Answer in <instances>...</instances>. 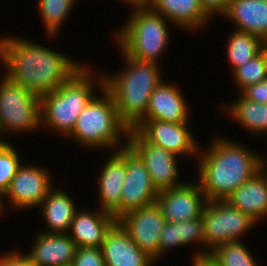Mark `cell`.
Returning <instances> with one entry per match:
<instances>
[{
	"mask_svg": "<svg viewBox=\"0 0 267 266\" xmlns=\"http://www.w3.org/2000/svg\"><path fill=\"white\" fill-rule=\"evenodd\" d=\"M0 60L14 83L42 96L53 92L83 66L62 53L19 38H1Z\"/></svg>",
	"mask_w": 267,
	"mask_h": 266,
	"instance_id": "1",
	"label": "cell"
},
{
	"mask_svg": "<svg viewBox=\"0 0 267 266\" xmlns=\"http://www.w3.org/2000/svg\"><path fill=\"white\" fill-rule=\"evenodd\" d=\"M215 140L199 159V184L207 201L226 200L265 167V160L243 145Z\"/></svg>",
	"mask_w": 267,
	"mask_h": 266,
	"instance_id": "2",
	"label": "cell"
},
{
	"mask_svg": "<svg viewBox=\"0 0 267 266\" xmlns=\"http://www.w3.org/2000/svg\"><path fill=\"white\" fill-rule=\"evenodd\" d=\"M127 66L115 76H106L105 88L112 94L120 120L134 129L146 116L153 90L162 81L158 63L138 61L123 51Z\"/></svg>",
	"mask_w": 267,
	"mask_h": 266,
	"instance_id": "3",
	"label": "cell"
},
{
	"mask_svg": "<svg viewBox=\"0 0 267 266\" xmlns=\"http://www.w3.org/2000/svg\"><path fill=\"white\" fill-rule=\"evenodd\" d=\"M91 70L82 67L53 92L40 96L41 124L69 136L78 116L95 97Z\"/></svg>",
	"mask_w": 267,
	"mask_h": 266,
	"instance_id": "4",
	"label": "cell"
},
{
	"mask_svg": "<svg viewBox=\"0 0 267 266\" xmlns=\"http://www.w3.org/2000/svg\"><path fill=\"white\" fill-rule=\"evenodd\" d=\"M98 83L103 96L91 100L78 116L69 136L91 148L116 149L120 136H128L130 129L120 120L112 94L105 88L103 75Z\"/></svg>",
	"mask_w": 267,
	"mask_h": 266,
	"instance_id": "5",
	"label": "cell"
},
{
	"mask_svg": "<svg viewBox=\"0 0 267 266\" xmlns=\"http://www.w3.org/2000/svg\"><path fill=\"white\" fill-rule=\"evenodd\" d=\"M128 23L117 31L120 50L127 56L157 63L168 44L166 18L150 7H136Z\"/></svg>",
	"mask_w": 267,
	"mask_h": 266,
	"instance_id": "6",
	"label": "cell"
},
{
	"mask_svg": "<svg viewBox=\"0 0 267 266\" xmlns=\"http://www.w3.org/2000/svg\"><path fill=\"white\" fill-rule=\"evenodd\" d=\"M0 82V135L5 130L37 129L41 125L40 96L6 75Z\"/></svg>",
	"mask_w": 267,
	"mask_h": 266,
	"instance_id": "7",
	"label": "cell"
},
{
	"mask_svg": "<svg viewBox=\"0 0 267 266\" xmlns=\"http://www.w3.org/2000/svg\"><path fill=\"white\" fill-rule=\"evenodd\" d=\"M202 218L206 247L210 254L215 248L231 241H240L239 237L250 230L257 222L249 215L230 205L226 200L207 201Z\"/></svg>",
	"mask_w": 267,
	"mask_h": 266,
	"instance_id": "8",
	"label": "cell"
},
{
	"mask_svg": "<svg viewBox=\"0 0 267 266\" xmlns=\"http://www.w3.org/2000/svg\"><path fill=\"white\" fill-rule=\"evenodd\" d=\"M127 145L140 157L149 172L158 192L176 188L184 183L177 182V166L174 153L149 143L137 130L130 129Z\"/></svg>",
	"mask_w": 267,
	"mask_h": 266,
	"instance_id": "9",
	"label": "cell"
},
{
	"mask_svg": "<svg viewBox=\"0 0 267 266\" xmlns=\"http://www.w3.org/2000/svg\"><path fill=\"white\" fill-rule=\"evenodd\" d=\"M117 222L142 251L154 261L157 259L161 232L166 222L157 203L128 211Z\"/></svg>",
	"mask_w": 267,
	"mask_h": 266,
	"instance_id": "10",
	"label": "cell"
},
{
	"mask_svg": "<svg viewBox=\"0 0 267 266\" xmlns=\"http://www.w3.org/2000/svg\"><path fill=\"white\" fill-rule=\"evenodd\" d=\"M126 145V175L121 193V216L156 203L159 192L140 157Z\"/></svg>",
	"mask_w": 267,
	"mask_h": 266,
	"instance_id": "11",
	"label": "cell"
},
{
	"mask_svg": "<svg viewBox=\"0 0 267 266\" xmlns=\"http://www.w3.org/2000/svg\"><path fill=\"white\" fill-rule=\"evenodd\" d=\"M156 203L166 222H181L201 217L207 199L199 183L184 182L179 187L160 191Z\"/></svg>",
	"mask_w": 267,
	"mask_h": 266,
	"instance_id": "12",
	"label": "cell"
},
{
	"mask_svg": "<svg viewBox=\"0 0 267 266\" xmlns=\"http://www.w3.org/2000/svg\"><path fill=\"white\" fill-rule=\"evenodd\" d=\"M149 143L174 153L191 155L197 152L196 141L188 131L187 123H172L160 120H142L135 128Z\"/></svg>",
	"mask_w": 267,
	"mask_h": 266,
	"instance_id": "13",
	"label": "cell"
},
{
	"mask_svg": "<svg viewBox=\"0 0 267 266\" xmlns=\"http://www.w3.org/2000/svg\"><path fill=\"white\" fill-rule=\"evenodd\" d=\"M49 178V174L41 168L21 166L3 196L9 197L15 208L41 205L52 188Z\"/></svg>",
	"mask_w": 267,
	"mask_h": 266,
	"instance_id": "14",
	"label": "cell"
},
{
	"mask_svg": "<svg viewBox=\"0 0 267 266\" xmlns=\"http://www.w3.org/2000/svg\"><path fill=\"white\" fill-rule=\"evenodd\" d=\"M101 252L106 266H151L154 263L118 222L107 232Z\"/></svg>",
	"mask_w": 267,
	"mask_h": 266,
	"instance_id": "15",
	"label": "cell"
},
{
	"mask_svg": "<svg viewBox=\"0 0 267 266\" xmlns=\"http://www.w3.org/2000/svg\"><path fill=\"white\" fill-rule=\"evenodd\" d=\"M126 175V146L123 145L111 156L102 168L99 180L101 210L121 217V193Z\"/></svg>",
	"mask_w": 267,
	"mask_h": 266,
	"instance_id": "16",
	"label": "cell"
},
{
	"mask_svg": "<svg viewBox=\"0 0 267 266\" xmlns=\"http://www.w3.org/2000/svg\"><path fill=\"white\" fill-rule=\"evenodd\" d=\"M77 246L67 233H39L25 256L33 266H71Z\"/></svg>",
	"mask_w": 267,
	"mask_h": 266,
	"instance_id": "17",
	"label": "cell"
},
{
	"mask_svg": "<svg viewBox=\"0 0 267 266\" xmlns=\"http://www.w3.org/2000/svg\"><path fill=\"white\" fill-rule=\"evenodd\" d=\"M117 222V219L100 209L99 212L78 211L71 222L68 235L77 247L101 248L107 232Z\"/></svg>",
	"mask_w": 267,
	"mask_h": 266,
	"instance_id": "18",
	"label": "cell"
},
{
	"mask_svg": "<svg viewBox=\"0 0 267 266\" xmlns=\"http://www.w3.org/2000/svg\"><path fill=\"white\" fill-rule=\"evenodd\" d=\"M181 91L161 81L149 97L145 119L188 123V110Z\"/></svg>",
	"mask_w": 267,
	"mask_h": 266,
	"instance_id": "19",
	"label": "cell"
},
{
	"mask_svg": "<svg viewBox=\"0 0 267 266\" xmlns=\"http://www.w3.org/2000/svg\"><path fill=\"white\" fill-rule=\"evenodd\" d=\"M266 166L253 178L239 186L226 201L233 207L259 222L267 214V175ZM264 170V171H263Z\"/></svg>",
	"mask_w": 267,
	"mask_h": 266,
	"instance_id": "20",
	"label": "cell"
},
{
	"mask_svg": "<svg viewBox=\"0 0 267 266\" xmlns=\"http://www.w3.org/2000/svg\"><path fill=\"white\" fill-rule=\"evenodd\" d=\"M224 15L238 26L237 30L254 34L267 43V1L230 0Z\"/></svg>",
	"mask_w": 267,
	"mask_h": 266,
	"instance_id": "21",
	"label": "cell"
},
{
	"mask_svg": "<svg viewBox=\"0 0 267 266\" xmlns=\"http://www.w3.org/2000/svg\"><path fill=\"white\" fill-rule=\"evenodd\" d=\"M150 8L179 27L188 29L201 28L210 17L200 0H155Z\"/></svg>",
	"mask_w": 267,
	"mask_h": 266,
	"instance_id": "22",
	"label": "cell"
},
{
	"mask_svg": "<svg viewBox=\"0 0 267 266\" xmlns=\"http://www.w3.org/2000/svg\"><path fill=\"white\" fill-rule=\"evenodd\" d=\"M40 206L43 207L42 214L51 229L47 233H66L70 229L77 208L66 192L51 189Z\"/></svg>",
	"mask_w": 267,
	"mask_h": 266,
	"instance_id": "23",
	"label": "cell"
},
{
	"mask_svg": "<svg viewBox=\"0 0 267 266\" xmlns=\"http://www.w3.org/2000/svg\"><path fill=\"white\" fill-rule=\"evenodd\" d=\"M232 118L252 133L267 132V105L253 102L243 95L230 107Z\"/></svg>",
	"mask_w": 267,
	"mask_h": 266,
	"instance_id": "24",
	"label": "cell"
},
{
	"mask_svg": "<svg viewBox=\"0 0 267 266\" xmlns=\"http://www.w3.org/2000/svg\"><path fill=\"white\" fill-rule=\"evenodd\" d=\"M228 42L227 55L233 70L254 58L266 47V43L259 37L239 30L233 32Z\"/></svg>",
	"mask_w": 267,
	"mask_h": 266,
	"instance_id": "25",
	"label": "cell"
},
{
	"mask_svg": "<svg viewBox=\"0 0 267 266\" xmlns=\"http://www.w3.org/2000/svg\"><path fill=\"white\" fill-rule=\"evenodd\" d=\"M219 266H257L249 249L240 241L227 242L210 252Z\"/></svg>",
	"mask_w": 267,
	"mask_h": 266,
	"instance_id": "26",
	"label": "cell"
},
{
	"mask_svg": "<svg viewBox=\"0 0 267 266\" xmlns=\"http://www.w3.org/2000/svg\"><path fill=\"white\" fill-rule=\"evenodd\" d=\"M235 83L243 91L246 87L267 79V48L258 55L233 70Z\"/></svg>",
	"mask_w": 267,
	"mask_h": 266,
	"instance_id": "27",
	"label": "cell"
},
{
	"mask_svg": "<svg viewBox=\"0 0 267 266\" xmlns=\"http://www.w3.org/2000/svg\"><path fill=\"white\" fill-rule=\"evenodd\" d=\"M75 0H39L38 8L49 35H55L66 16L72 9Z\"/></svg>",
	"mask_w": 267,
	"mask_h": 266,
	"instance_id": "28",
	"label": "cell"
},
{
	"mask_svg": "<svg viewBox=\"0 0 267 266\" xmlns=\"http://www.w3.org/2000/svg\"><path fill=\"white\" fill-rule=\"evenodd\" d=\"M21 166L19 155L13 146L9 142H0V199Z\"/></svg>",
	"mask_w": 267,
	"mask_h": 266,
	"instance_id": "29",
	"label": "cell"
},
{
	"mask_svg": "<svg viewBox=\"0 0 267 266\" xmlns=\"http://www.w3.org/2000/svg\"><path fill=\"white\" fill-rule=\"evenodd\" d=\"M186 245L182 241L181 222H165L161 232L158 257L168 249Z\"/></svg>",
	"mask_w": 267,
	"mask_h": 266,
	"instance_id": "30",
	"label": "cell"
},
{
	"mask_svg": "<svg viewBox=\"0 0 267 266\" xmlns=\"http://www.w3.org/2000/svg\"><path fill=\"white\" fill-rule=\"evenodd\" d=\"M182 241L188 245L193 242L203 243L205 242L204 236V221L202 216L193 220L181 221Z\"/></svg>",
	"mask_w": 267,
	"mask_h": 266,
	"instance_id": "31",
	"label": "cell"
},
{
	"mask_svg": "<svg viewBox=\"0 0 267 266\" xmlns=\"http://www.w3.org/2000/svg\"><path fill=\"white\" fill-rule=\"evenodd\" d=\"M71 266H106L101 248L77 247Z\"/></svg>",
	"mask_w": 267,
	"mask_h": 266,
	"instance_id": "32",
	"label": "cell"
},
{
	"mask_svg": "<svg viewBox=\"0 0 267 266\" xmlns=\"http://www.w3.org/2000/svg\"><path fill=\"white\" fill-rule=\"evenodd\" d=\"M242 95L250 101L267 105V79L246 87Z\"/></svg>",
	"mask_w": 267,
	"mask_h": 266,
	"instance_id": "33",
	"label": "cell"
},
{
	"mask_svg": "<svg viewBox=\"0 0 267 266\" xmlns=\"http://www.w3.org/2000/svg\"><path fill=\"white\" fill-rule=\"evenodd\" d=\"M0 266H33L25 255L11 252L0 257Z\"/></svg>",
	"mask_w": 267,
	"mask_h": 266,
	"instance_id": "34",
	"label": "cell"
},
{
	"mask_svg": "<svg viewBox=\"0 0 267 266\" xmlns=\"http://www.w3.org/2000/svg\"><path fill=\"white\" fill-rule=\"evenodd\" d=\"M205 12L210 16L214 13L225 14L230 0H200Z\"/></svg>",
	"mask_w": 267,
	"mask_h": 266,
	"instance_id": "35",
	"label": "cell"
},
{
	"mask_svg": "<svg viewBox=\"0 0 267 266\" xmlns=\"http://www.w3.org/2000/svg\"><path fill=\"white\" fill-rule=\"evenodd\" d=\"M192 266H219L210 254L198 252L194 255Z\"/></svg>",
	"mask_w": 267,
	"mask_h": 266,
	"instance_id": "36",
	"label": "cell"
},
{
	"mask_svg": "<svg viewBox=\"0 0 267 266\" xmlns=\"http://www.w3.org/2000/svg\"><path fill=\"white\" fill-rule=\"evenodd\" d=\"M129 5L132 4L133 8L136 7H150L155 0H123Z\"/></svg>",
	"mask_w": 267,
	"mask_h": 266,
	"instance_id": "37",
	"label": "cell"
},
{
	"mask_svg": "<svg viewBox=\"0 0 267 266\" xmlns=\"http://www.w3.org/2000/svg\"><path fill=\"white\" fill-rule=\"evenodd\" d=\"M2 203H3V202H2V200L0 199V213L2 212V209H3V208H2V205H3Z\"/></svg>",
	"mask_w": 267,
	"mask_h": 266,
	"instance_id": "38",
	"label": "cell"
}]
</instances>
